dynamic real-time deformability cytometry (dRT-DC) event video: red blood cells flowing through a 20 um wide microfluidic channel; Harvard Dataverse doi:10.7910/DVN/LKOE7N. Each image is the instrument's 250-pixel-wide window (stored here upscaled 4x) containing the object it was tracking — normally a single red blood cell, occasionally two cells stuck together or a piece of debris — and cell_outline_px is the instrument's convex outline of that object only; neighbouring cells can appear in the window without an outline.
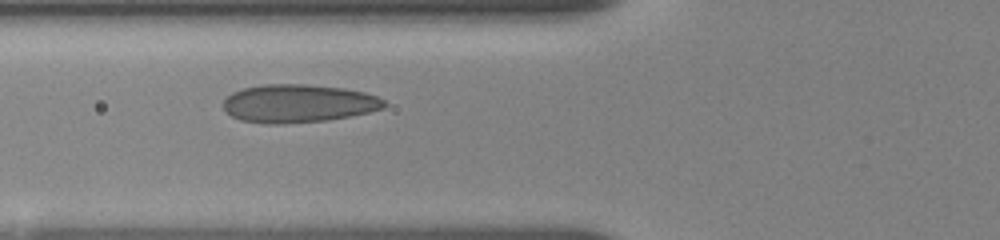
{"species": "human", "species_latin": "Homo sapiens", "temperature_condition": "room temperature", "stored_images_in_passage": 6, "camera_frame_rate_fps": 3000, "um_per_image_px": 0.085, "donor": {"sex": "female"}, "frame": {"image": 1, "passage_image": 5, "time_ms": 3.333, "image_size_px": [1000, 240], "cell_outline_px": [[388, 104], [384, 108], [368, 112], [328, 120], [280, 124], [264, 124], [240, 120], [232, 116], [224, 108], [224, 100], [232, 92], [244, 88], [264, 84], [304, 84], [344, 88], [364, 92], [376, 96], [384, 100]], "centroid_in_image_um": [25.36, 8.79], "position_along_channel_um": 100.4, "area_um2": 35.72}}